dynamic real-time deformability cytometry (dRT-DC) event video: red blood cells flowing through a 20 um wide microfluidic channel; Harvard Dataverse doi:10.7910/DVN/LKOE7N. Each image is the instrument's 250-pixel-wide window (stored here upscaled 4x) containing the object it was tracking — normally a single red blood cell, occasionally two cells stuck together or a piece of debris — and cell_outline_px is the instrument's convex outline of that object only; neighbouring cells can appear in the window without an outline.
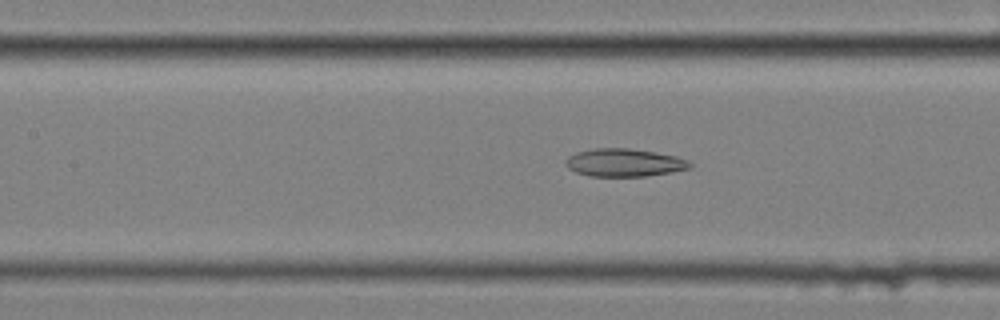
{"species": "common noctule bat (a hibernating species)", "species_latin": "Nyctalus noctula", "temperature_condition": "cold", "stored_images_in_passage": 58, "camera_frame_rate_fps": 3000, "um_per_image_px": 0.085, "animal": {"sex": "female", "body_mass_g": 25.1}, "frame": {"image": 1, "passage_image": 26, "time_ms": 8.333, "image_size_px": [1000, 320], "cell_outline_px": [[692, 168], [672, 172], [648, 176], [588, 176], [576, 172], [568, 168], [564, 164], [564, 160], [568, 156], [576, 152], [592, 148], [628, 148], [656, 152], [676, 156], [688, 160], [692, 164]], "centroid_in_image_um": [53.05, 13.82], "position_along_channel_um": 154.4, "area_um2": 20.46}}
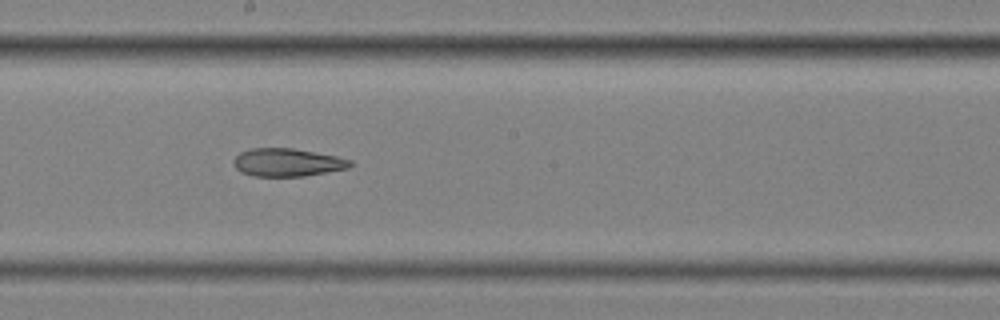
{"frame": {"image": 2, "passage_image": 32, "time_ms": 10.333, "image_size_px": [1000, 320], "cell_outline_px": [[356, 164], [348, 168], [304, 176], [252, 176], [240, 172], [232, 164], [232, 160], [240, 152], [252, 148], [292, 148], [336, 156], [352, 160]], "centroid_in_image_um": [24.41, 13.81], "position_along_channel_um": 223.8, "area_um2": 19.13}}
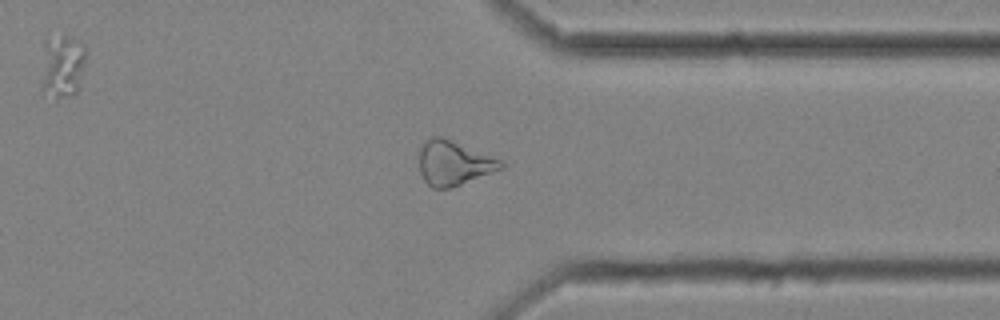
{"frame": {"image": 3, "passage_image": 45, "time_ms": 14.667, "image_size_px": [1000, 320], "cell_outline_px": [[504, 168], [460, 184], [448, 188], [432, 188], [424, 180], [420, 172], [420, 144], [428, 136], [440, 136], [504, 160]], "centroid_in_image_um": [38.56, 13.83], "position_along_channel_um": 372.8, "area_um2": 21.21}, "authors_computed_cell_mechanics": {"area_um2": 23.9292, "velocity_mm_per_s": 3.4783, "shape_relaxation_time_tau1_ms": null, "shape_relaxation_time_tau2_ms": 7.3954, "deformation_change_tau1": null, "deformation_change_tau2": 0.191}}